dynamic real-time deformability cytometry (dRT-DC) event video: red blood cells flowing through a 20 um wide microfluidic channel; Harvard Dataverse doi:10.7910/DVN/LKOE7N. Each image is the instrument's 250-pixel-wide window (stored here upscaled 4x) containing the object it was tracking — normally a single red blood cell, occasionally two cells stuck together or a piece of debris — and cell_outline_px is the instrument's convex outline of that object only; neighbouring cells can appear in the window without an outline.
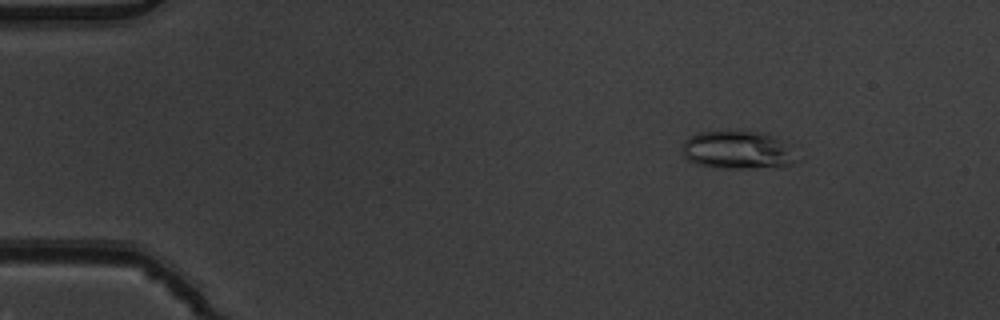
{"species": "common noctule bat (a hibernating species)", "species_latin": "Nyctalus noctula", "temperature_condition": "warm", "stored_images_in_passage": 5, "camera_frame_rate_fps": 3000, "um_per_image_px": 0.085, "animal": {"sex": "male", "body_mass_g": 19.5, "forearm_length_mm": 54.6}, "frame": {"image": 1, "passage_image": 2, "time_ms": 0.333, "image_size_px": [1000, 320], "cell_outline_px": [[800, 160], [788, 164], [744, 168], [720, 168], [700, 164], [688, 160], [684, 156], [684, 140], [688, 136], [700, 132], [760, 132], [772, 136]], "centroid_in_image_um": [62.59, 12.75], "position_along_channel_um": 22.4, "area_um2": 24.16}}